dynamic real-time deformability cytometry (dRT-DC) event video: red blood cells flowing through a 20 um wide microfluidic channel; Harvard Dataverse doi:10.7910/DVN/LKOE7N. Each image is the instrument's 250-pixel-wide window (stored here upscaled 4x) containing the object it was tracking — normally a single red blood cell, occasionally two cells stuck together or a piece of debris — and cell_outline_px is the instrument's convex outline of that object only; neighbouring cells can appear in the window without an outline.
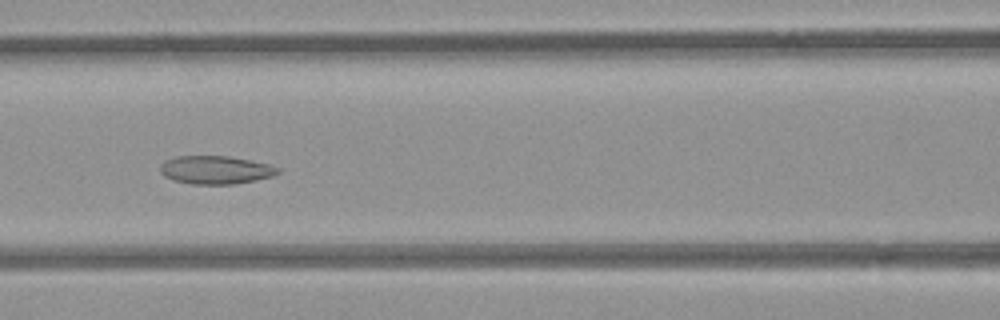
{"species": "common noctule bat (a hibernating species)", "species_latin": "Nyctalus noctula", "temperature_condition": "room temperature", "stored_images_in_passage": 54, "camera_frame_rate_fps": 3000, "um_per_image_px": 0.085, "animal": {"sex": "female", "body_mass_g": 21.9}, "frame": {"image": 1, "passage_image": 23, "time_ms": 7.333, "image_size_px": [1000, 320], "cell_outline_px": [[280, 172], [272, 176], [236, 184], [192, 184], [172, 180], [164, 176], [160, 172], [160, 164], [164, 160], [176, 156], [228, 156], [268, 164], [280, 168]], "centroid_in_image_um": [18.28, 14.44], "position_along_channel_um": 148.3, "area_um2": 19.36}}
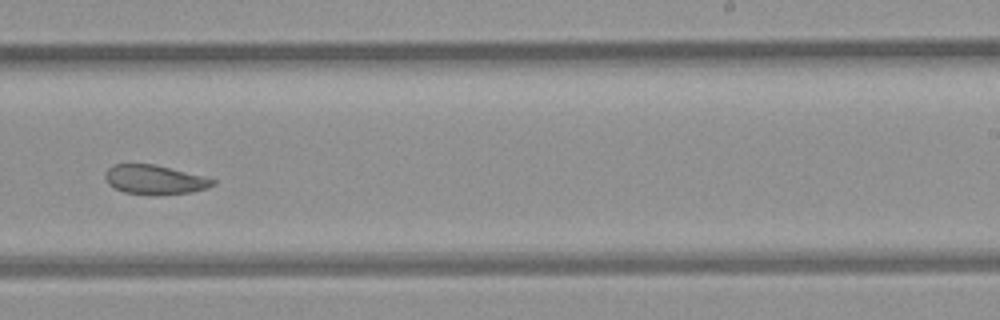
{"frame": {"image": 2, "passage_image": 33, "time_ms": 10.667, "image_size_px": [1000, 320], "cell_outline_px": [[216, 184], [208, 188], [192, 192], [152, 196], [148, 196], [124, 192], [108, 184], [104, 176], [108, 168], [112, 164], [156, 164], [216, 180]], "centroid_in_image_um": [13.13, 15.29], "position_along_channel_um": 275.9, "area_um2": 18.55}}
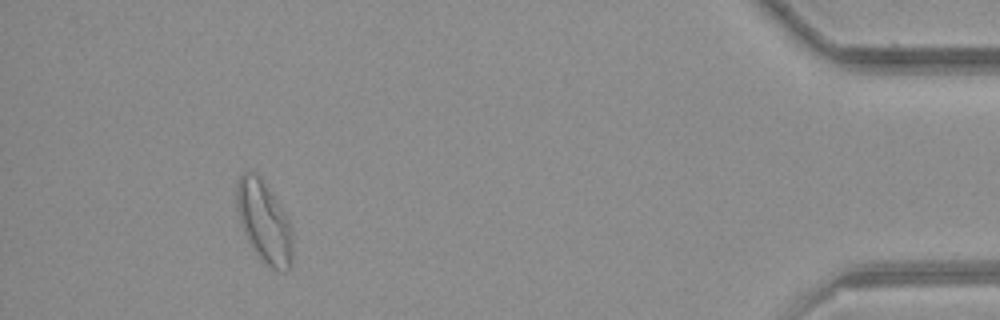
{"frame": {"image": 3, "passage_image": 49, "time_ms": 16.0, "image_size_px": [1000, 320], "cell_outline_px": [[292, 268], [288, 272], [280, 272], [264, 264], [260, 260], [248, 240], [240, 224], [236, 204], [236, 188], [240, 176], [244, 172], [256, 172], [288, 216], [292, 232]], "centroid_in_image_um": [22.47, 18.92], "position_along_channel_um": 412.7, "area_um2": 26.82}, "authors_computed_cell_mechanics": {"area_um2": 22.542, "velocity_mm_per_s": 3.8379, "shape_relaxation_time_tau1_ms": null, "shape_relaxation_time_tau2_ms": 3.518, "deformation_change_tau1": null, "deformation_change_tau2": 0.0913}}